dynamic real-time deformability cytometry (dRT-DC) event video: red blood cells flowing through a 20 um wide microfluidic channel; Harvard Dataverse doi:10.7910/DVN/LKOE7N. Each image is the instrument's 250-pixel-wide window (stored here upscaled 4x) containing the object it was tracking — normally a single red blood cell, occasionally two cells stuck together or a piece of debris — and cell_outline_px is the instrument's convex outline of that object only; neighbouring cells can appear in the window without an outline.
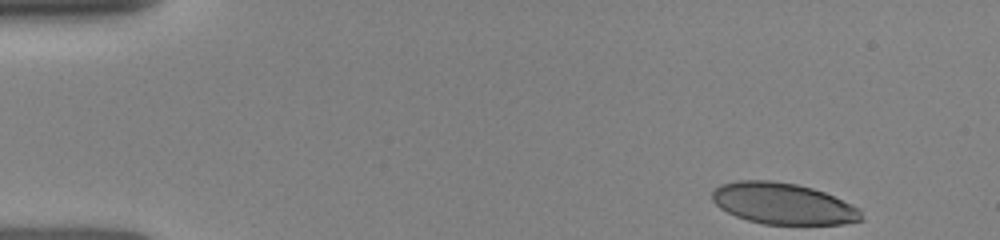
{"species": "human", "species_latin": "Homo sapiens", "temperature_condition": "room temperature", "stored_images_in_passage": 28, "camera_frame_rate_fps": 3000, "um_per_image_px": 0.085, "donor": {"sex": "female"}, "frame": {"image": 1, "passage_image": 1, "time_ms": 0.0, "image_size_px": [1000, 240], "cell_outline_px": [[864, 220], [844, 224], [764, 224], [748, 220], [736, 216], [720, 208], [712, 200], [712, 192], [720, 184], [736, 180], [772, 180], [796, 184], [812, 188], [824, 192], [860, 208]], "centroid_in_image_um": [66.56, 17.3], "position_along_channel_um": 18.4, "area_um2": 35.95}}
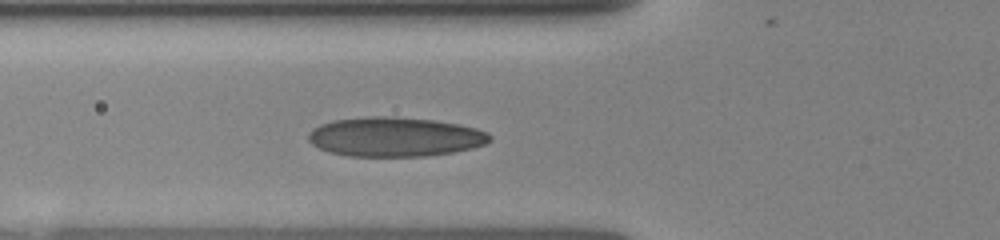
{"frame": {"image": 2, "passage_image": 17, "time_ms": 4.333, "image_size_px": [1000, 240], "cell_outline_px": [[492, 140], [484, 144], [472, 148], [452, 152], [428, 156], [348, 156], [328, 152], [312, 144], [308, 140], [308, 132], [312, 128], [320, 124], [332, 120], [368, 116], [392, 116], [432, 120], [456, 124], [476, 128], [488, 132], [492, 136]], "centroid_in_image_um": [33.54, 11.63], "position_along_channel_um": 92.3, "area_um2": 41.85}}
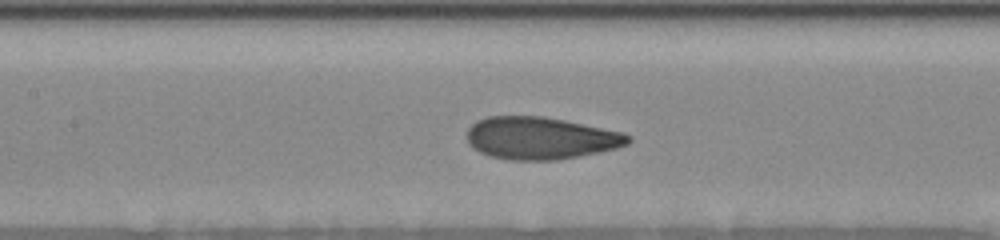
{"frame": {"image": 3, "passage_image": 24, "time_ms": 6.0, "image_size_px": [1000, 240], "cell_outline_px": [[632, 140], [628, 144], [616, 148], [560, 160], [508, 160], [492, 156], [480, 152], [472, 148], [468, 144], [468, 128], [476, 120], [488, 116], [544, 116], [624, 132], [632, 136]], "centroid_in_image_um": [45.95, 11.74], "position_along_channel_um": 161.4, "area_um2": 39.94}}